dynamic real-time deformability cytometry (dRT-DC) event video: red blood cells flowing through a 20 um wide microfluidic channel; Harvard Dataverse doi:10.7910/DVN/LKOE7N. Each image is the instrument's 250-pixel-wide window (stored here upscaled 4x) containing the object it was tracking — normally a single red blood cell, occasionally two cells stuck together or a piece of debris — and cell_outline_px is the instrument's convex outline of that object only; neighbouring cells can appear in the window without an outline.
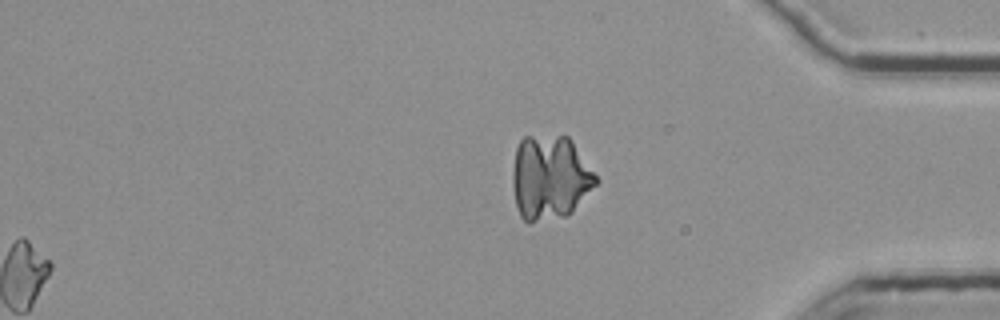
{"species": "common noctule bat (a hibernating species)", "species_latin": "Nyctalus noctula", "temperature_condition": "room temperature", "stored_images_in_passage": 49, "segment_of_instrument_passage": [3, 3], "camera_frame_rate_fps": 3000, "um_per_image_px": 0.085, "animal": {"sex": "female", "body_mass_g": 25.1}, "frame": {"image": 1, "passage_image": 49, "time_ms": 16.0, "image_size_px": [1000, 320], "cell_outline_px": [[600, 180], [572, 212], [564, 216], [528, 224], [520, 216], [516, 204], [512, 184], [512, 172], [516, 148], [520, 140], [524, 136], [568, 136], [572, 140]], "centroid_in_image_um": [46.74, 15.1], "position_along_channel_um": 388.5, "area_um2": 41.27}}